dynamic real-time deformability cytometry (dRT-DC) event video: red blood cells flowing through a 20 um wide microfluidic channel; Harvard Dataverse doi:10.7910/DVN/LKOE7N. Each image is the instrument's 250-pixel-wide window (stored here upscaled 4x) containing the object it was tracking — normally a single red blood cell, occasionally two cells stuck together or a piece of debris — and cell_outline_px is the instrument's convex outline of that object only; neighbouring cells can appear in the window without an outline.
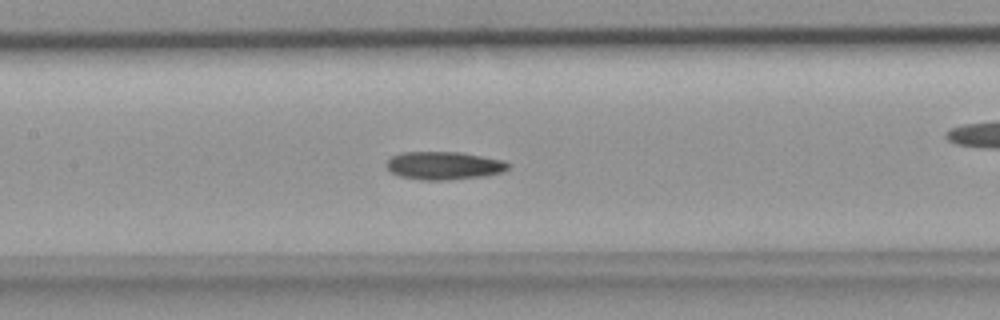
{"species": "common noctule bat (a hibernating species)", "species_latin": "Nyctalus noctula", "temperature_condition": "room temperature", "stored_images_in_passage": 35, "camera_frame_rate_fps": 3000, "um_per_image_px": 0.085, "animal": {"sex": "female", "body_mass_g": 18.4}, "frame": {"image": 1, "passage_image": 16, "time_ms": 5.0, "image_size_px": [1000, 320], "cell_outline_px": [[512, 164], [504, 172], [484, 176], [448, 180], [424, 180], [400, 176], [392, 172], [384, 164], [392, 156], [400, 152], [460, 152], [504, 160]], "centroid_in_image_um": [37.76, 14.07], "position_along_channel_um": 169.6, "area_um2": 20.0}}
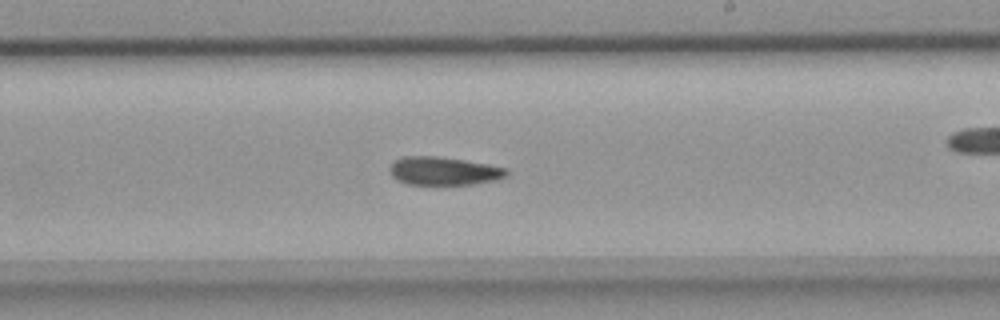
{"frame": {"image": 2, "passage_image": 21, "time_ms": 6.667, "image_size_px": [1000, 320], "cell_outline_px": [[508, 172], [504, 176], [496, 180], [472, 184], [408, 184], [396, 180], [388, 172], [388, 168], [396, 160], [404, 156], [436, 156], [464, 160], [488, 164], [508, 168]], "centroid_in_image_um": [37.69, 14.53], "position_along_channel_um": 251.3, "area_um2": 19.19}}
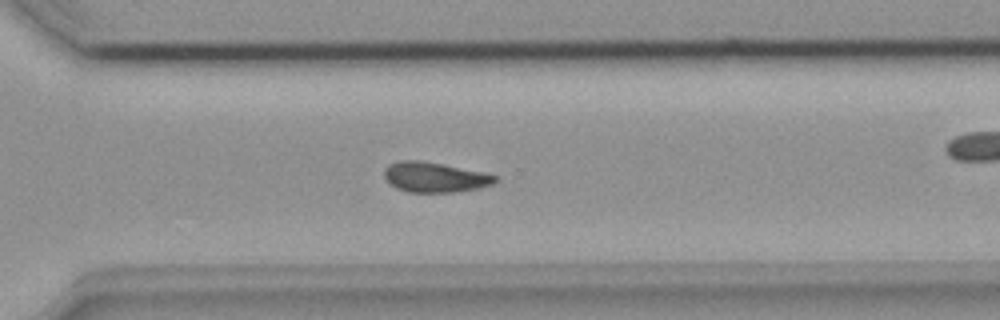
{"frame": {"image": 3, "passage_image": 26, "time_ms": 8.333, "image_size_px": [1000, 320], "cell_outline_px": [[500, 180], [492, 184], [480, 188], [452, 192], [408, 192], [396, 188], [384, 176], [384, 168], [388, 164], [400, 160], [420, 160], [444, 164], [480, 172], [496, 176]], "centroid_in_image_um": [36.94, 15.06], "position_along_channel_um": 333.7, "area_um2": 19.36}}